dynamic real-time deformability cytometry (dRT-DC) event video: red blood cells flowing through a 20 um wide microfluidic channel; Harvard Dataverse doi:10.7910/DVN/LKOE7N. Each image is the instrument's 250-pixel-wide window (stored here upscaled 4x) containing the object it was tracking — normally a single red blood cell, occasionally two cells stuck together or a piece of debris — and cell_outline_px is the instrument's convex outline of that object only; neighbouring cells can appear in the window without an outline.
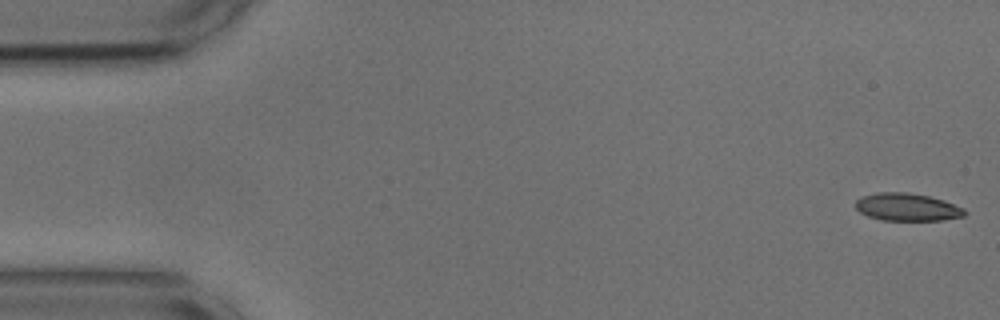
{"species": "common noctule bat (a hibernating species)", "species_latin": "Nyctalus noctula", "temperature_condition": "cold", "stored_images_in_passage": 36, "camera_frame_rate_fps": 3000, "um_per_image_px": 0.085, "animal": {"sex": "male", "body_mass_g": 17.9, "forearm_length_mm": 54.2}, "frame": {"image": 1, "passage_image": 1, "time_ms": 0.0, "image_size_px": [1000, 320], "cell_outline_px": [[968, 212], [964, 216], [944, 220], [880, 220], [868, 216], [860, 212], [856, 208], [856, 200], [864, 196], [876, 192], [904, 192], [928, 196], [944, 200], [964, 208]], "centroid_in_image_um": [77.13, 17.61], "position_along_channel_um": 7.9, "area_um2": 17.57}}
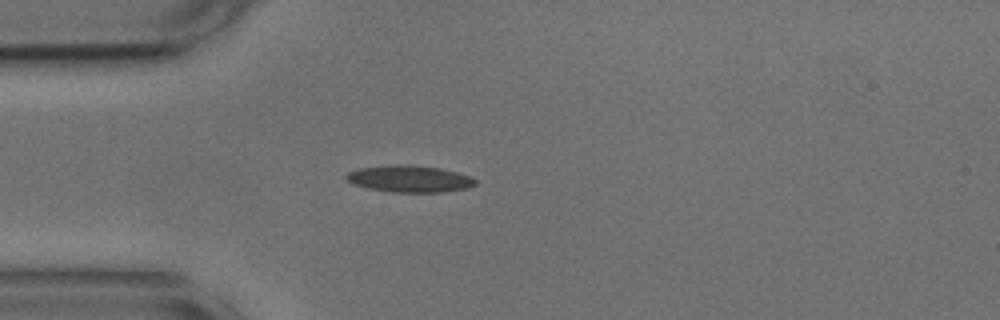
{"frame": {"image": 2, "passage_image": 14, "time_ms": 4.333, "image_size_px": [1000, 320], "cell_outline_px": [[476, 184], [468, 188], [444, 192], [392, 192], [368, 188], [352, 184], [344, 176], [348, 172], [356, 168], [392, 164], [408, 164], [440, 168], [456, 172], [468, 176], [476, 180]], "centroid_in_image_um": [34.77, 15.19], "position_along_channel_um": 50.2, "area_um2": 20.29}}
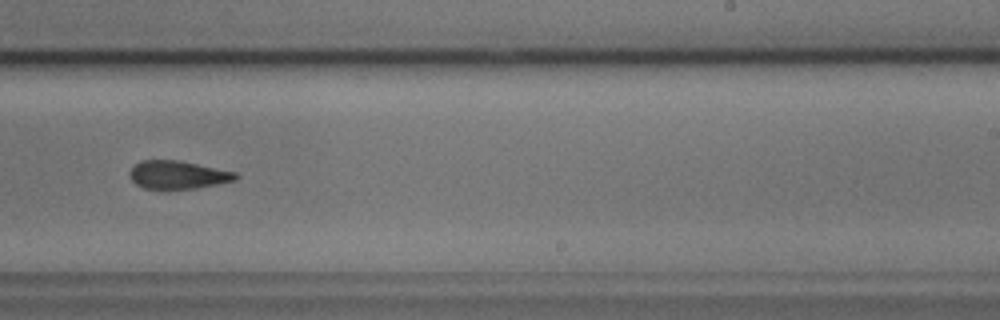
{"frame": {"image": 3, "passage_image": 33, "time_ms": 10.667, "image_size_px": [1000, 320], "cell_outline_px": [[240, 176], [236, 180], [196, 188], [144, 188], [136, 184], [132, 180], [128, 172], [132, 164], [140, 160], [180, 160], [236, 172]], "centroid_in_image_um": [15.09, 14.83], "position_along_channel_um": 273.9, "area_um2": 17.4}}